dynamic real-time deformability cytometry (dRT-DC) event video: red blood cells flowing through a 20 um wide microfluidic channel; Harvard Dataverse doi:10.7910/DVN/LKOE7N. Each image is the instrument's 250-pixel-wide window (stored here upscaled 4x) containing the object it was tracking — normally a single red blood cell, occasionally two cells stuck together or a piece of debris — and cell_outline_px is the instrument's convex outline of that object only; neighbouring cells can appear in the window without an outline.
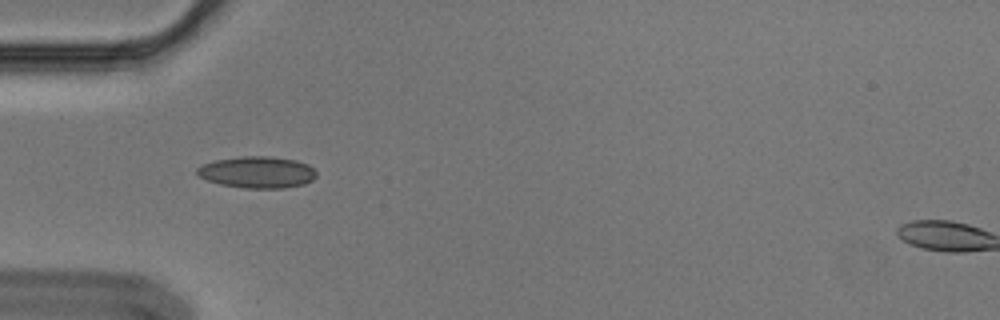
{"species": "Egyptian fruit bat (a non-hibernating species)", "species_latin": "Rousettus aegyptiacus", "temperature_condition": "cold", "stored_images_in_passage": 5, "camera_frame_rate_fps": 3000, "um_per_image_px": 0.085, "animal": {"sex": "male"}, "frame": {"image": 1, "passage_image": 4, "time_ms": 1.0, "image_size_px": [1000, 320], "cell_outline_px": [[316, 176], [312, 180], [304, 184], [284, 188], [244, 188], [220, 184], [208, 180], [200, 176], [196, 172], [196, 168], [204, 164], [216, 160], [240, 156], [272, 156], [296, 160], [308, 164], [316, 172]], "centroid_in_image_um": [21.88, 14.63], "position_along_channel_um": 63.1, "area_um2": 21.96}}